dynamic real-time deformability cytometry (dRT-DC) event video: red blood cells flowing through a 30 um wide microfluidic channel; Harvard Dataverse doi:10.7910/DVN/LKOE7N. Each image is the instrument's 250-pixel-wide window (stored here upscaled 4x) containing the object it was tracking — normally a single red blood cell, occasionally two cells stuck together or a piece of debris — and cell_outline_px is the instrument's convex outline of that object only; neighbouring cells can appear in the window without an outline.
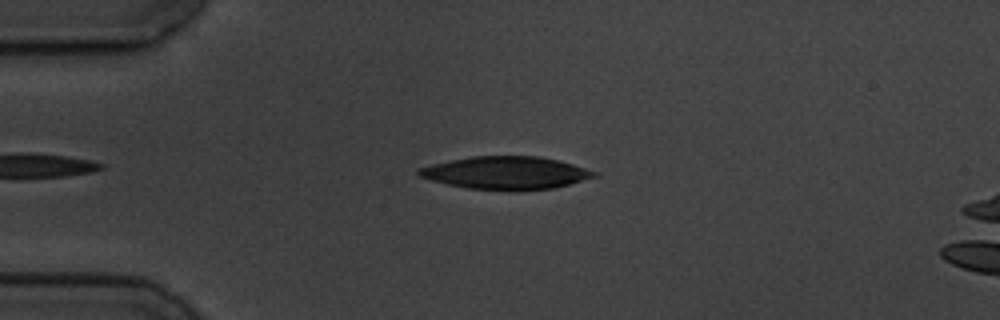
{"species": "common noctule bat (a hibernating species)", "species_latin": "Nyctalus noctula", "temperature_condition": "cold", "stored_images_in_passage": 6, "camera_frame_rate_fps": 3000, "um_per_image_px": 0.085, "animal": {"sex": "male", "body_mass_g": 19.5, "forearm_length_mm": 54.6}, "frame": {"image": 1, "passage_image": 4, "time_ms": 3.333, "image_size_px": [1000, 320], "cell_outline_px": [[596, 176], [568, 184], [552, 188], [468, 188], [448, 184], [432, 180], [420, 176], [416, 172], [416, 168], [432, 164], [472, 156], [536, 156], [556, 160], [572, 164], [596, 172]], "centroid_in_image_um": [42.94, 14.65], "position_along_channel_um": 42.1, "area_um2": 32.14}}